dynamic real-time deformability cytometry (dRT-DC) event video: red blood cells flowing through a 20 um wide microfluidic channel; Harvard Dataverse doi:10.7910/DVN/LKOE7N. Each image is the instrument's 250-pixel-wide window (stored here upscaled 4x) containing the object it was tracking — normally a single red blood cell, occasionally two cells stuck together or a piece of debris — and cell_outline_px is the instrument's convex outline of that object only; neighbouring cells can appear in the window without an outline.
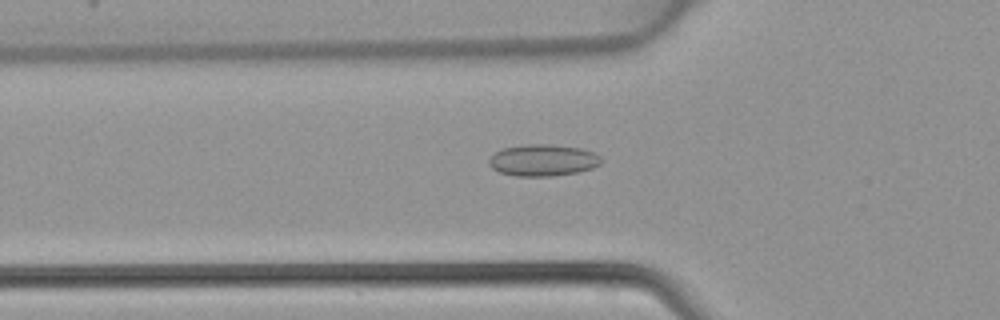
{"species": "common noctule bat (a hibernating species)", "species_latin": "Nyctalus noctula", "temperature_condition": "warm", "stored_images_in_passage": 46, "camera_frame_rate_fps": 3000, "um_per_image_px": 0.085, "animal": {"sex": "female", "body_mass_g": 22.7, "forearm_length_mm": 54.2}, "frame": {"image": 1, "passage_image": 16, "time_ms": 5.0, "image_size_px": [1000, 320], "cell_outline_px": [[604, 160], [600, 164], [592, 168], [576, 172], [552, 176], [516, 176], [500, 172], [492, 168], [488, 164], [488, 160], [500, 148], [524, 144], [552, 144], [580, 148], [592, 152], [600, 156]], "centroid_in_image_um": [46.14, 13.61], "position_along_channel_um": 79.7, "area_um2": 20.81}}
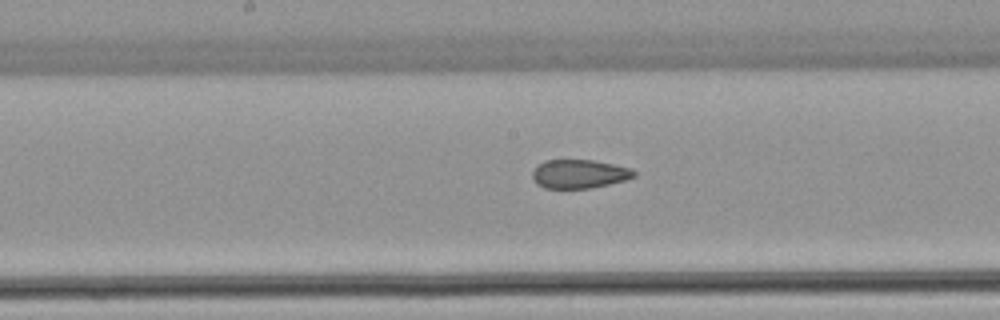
{"frame": {"image": 2, "passage_image": 24, "time_ms": 7.667, "image_size_px": [1000, 320], "cell_outline_px": [[636, 176], [624, 180], [608, 184], [588, 188], [544, 188], [536, 184], [532, 180], [532, 172], [536, 164], [544, 160], [592, 160], [632, 168], [636, 172]], "centroid_in_image_um": [49.18, 14.78], "position_along_channel_um": 199.0, "area_um2": 17.11}}
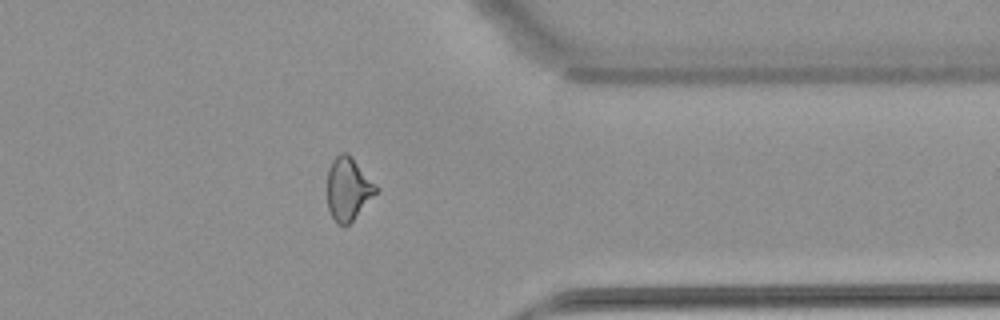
{"frame": {"image": 3, "passage_image": 37, "time_ms": 12.0, "image_size_px": [1000, 320], "cell_outline_px": [[380, 188], [352, 220], [348, 224], [336, 224], [328, 208], [328, 168], [332, 160], [340, 152], [348, 152], [352, 156]], "centroid_in_image_um": [29.6, 16.0], "position_along_channel_um": 381.8, "area_um2": 17.8}}